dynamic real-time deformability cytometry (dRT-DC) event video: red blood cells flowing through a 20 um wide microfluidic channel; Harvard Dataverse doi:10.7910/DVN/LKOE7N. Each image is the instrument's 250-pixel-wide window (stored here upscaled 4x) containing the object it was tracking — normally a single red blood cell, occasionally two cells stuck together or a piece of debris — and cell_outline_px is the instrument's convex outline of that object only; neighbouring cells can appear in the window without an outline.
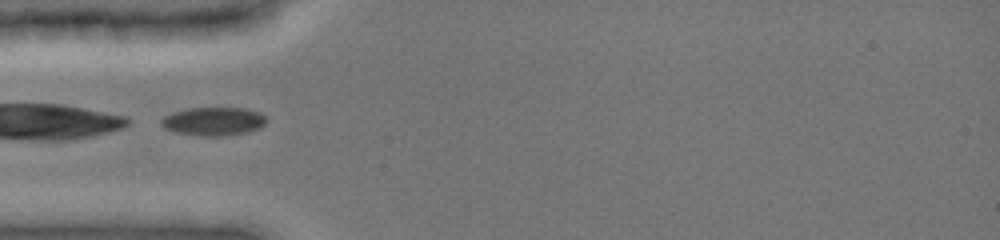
{"species": "common noctule bat (a hibernating species)", "species_latin": "Nyctalus noctula", "temperature_condition": "cold", "stored_images_in_passage": 32, "camera_frame_rate_fps": 3000, "um_per_image_px": 0.085, "animal": {"sex": "female", "body_mass_g": 19.0, "forearm_length_mm": 51.5}, "frame": {"image": 1, "passage_image": 1, "time_ms": 0.0, "image_size_px": [1000, 240], "cell_outline_px": [[268, 120], [260, 128], [244, 132], [220, 136], [200, 136], [176, 132], [164, 128], [160, 124], [160, 120], [164, 116], [172, 112], [188, 108], [248, 108], [260, 112]], "centroid_in_image_um": [18.13, 10.3], "position_along_channel_um": 66.9, "area_um2": 17.46}}
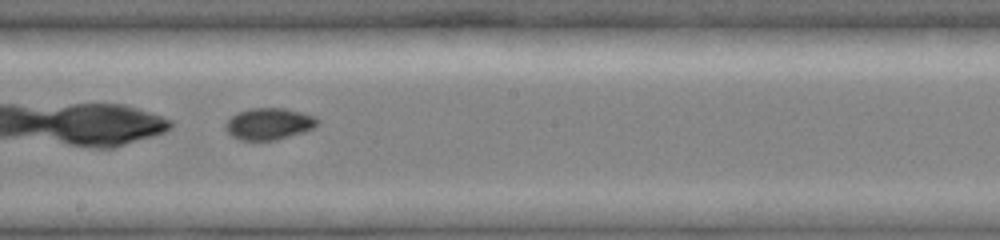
{"frame": {"image": 2, "passage_image": 13, "time_ms": 4.0, "image_size_px": [1000, 240], "cell_outline_px": [[320, 120], [312, 128], [304, 132], [276, 140], [240, 140], [232, 136], [224, 128], [224, 124], [232, 116], [240, 112], [252, 108], [284, 108], [316, 116]], "centroid_in_image_um": [22.86, 10.53], "position_along_channel_um": 225.3, "area_um2": 16.88}}
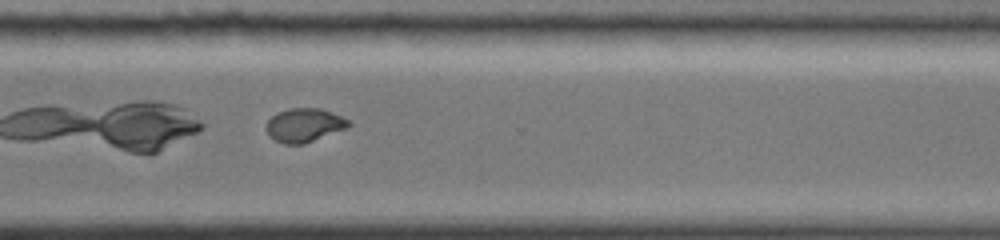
{"frame": {"image": 3, "passage_image": 22, "time_ms": 7.0, "image_size_px": [1000, 240], "cell_outline_px": [[352, 124], [348, 128], [304, 144], [284, 144], [268, 136], [264, 128], [268, 120], [276, 112], [288, 108], [320, 108], [340, 116], [348, 120]], "centroid_in_image_um": [25.83, 10.64], "position_along_channel_um": 344.8, "area_um2": 16.36}, "authors_computed_cell_mechanics": {"area_um2": 17.2244, "velocity_mm_per_s": 3.9708, "shape_relaxation_time_tau1_ms": null, "shape_relaxation_time_tau2_ms": 1.7424, "deformation_change_tau1": null, "deformation_change_tau2": 0.0403}}